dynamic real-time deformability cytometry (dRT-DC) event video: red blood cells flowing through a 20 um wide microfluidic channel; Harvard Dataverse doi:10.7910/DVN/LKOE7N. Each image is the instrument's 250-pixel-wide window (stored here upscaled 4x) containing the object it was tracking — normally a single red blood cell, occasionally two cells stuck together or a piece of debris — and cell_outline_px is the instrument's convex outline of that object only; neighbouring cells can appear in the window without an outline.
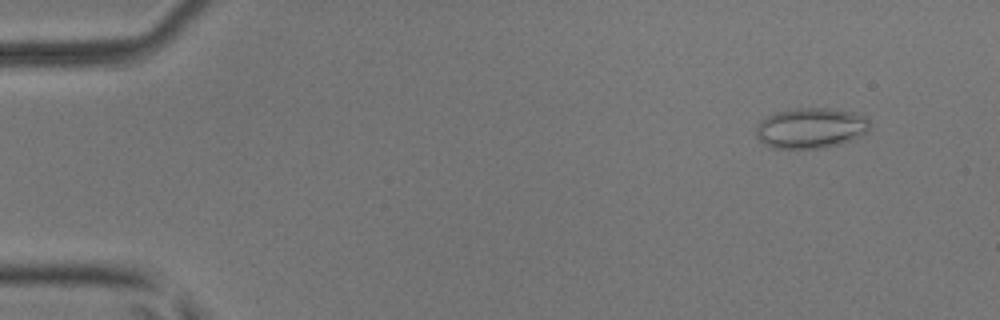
{"species": "common noctule bat (a hibernating species)", "species_latin": "Nyctalus noctula", "temperature_condition": "room temperature", "stored_images_in_passage": 53, "camera_frame_rate_fps": 3000, "um_per_image_px": 0.085, "animal": {"sex": "male", "body_mass_g": 17.9, "forearm_length_mm": 54.2}, "frame": {"image": 1, "passage_image": 5, "time_ms": 1.333, "image_size_px": [1000, 320], "cell_outline_px": [[868, 132], [852, 140], [840, 144], [824, 148], [772, 148], [764, 144], [756, 136], [756, 124], [760, 120], [776, 112], [792, 108], [828, 108], [852, 112], [864, 116], [868, 120]], "centroid_in_image_um": [68.89, 10.89], "position_along_channel_um": 16.1, "area_um2": 26.93}}
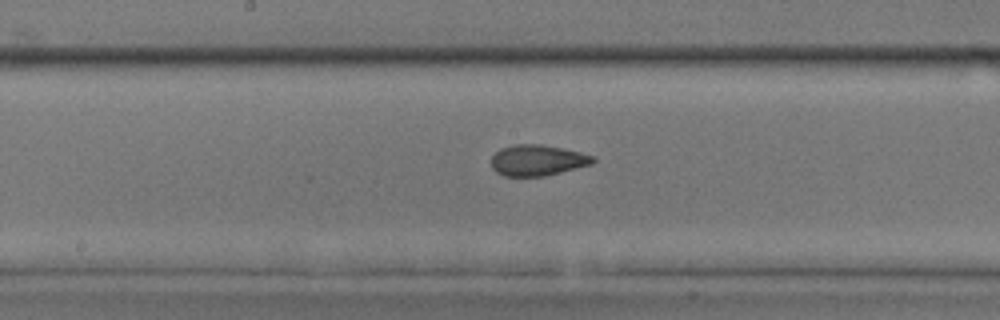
{"frame": {"image": 2, "passage_image": 28, "time_ms": 9.0, "image_size_px": [1000, 320], "cell_outline_px": [[596, 160], [592, 164], [544, 176], [504, 176], [496, 172], [492, 168], [492, 156], [500, 148], [512, 144], [540, 144], [564, 148], [580, 152], [592, 156]], "centroid_in_image_um": [45.66, 13.61], "position_along_channel_um": 202.5, "area_um2": 18.32}}
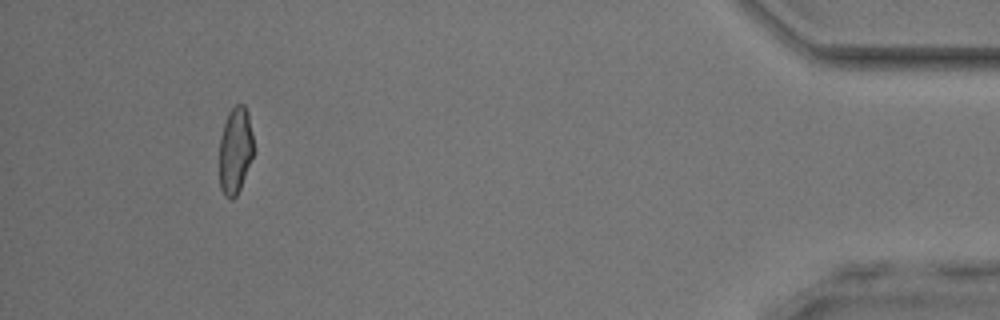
{"frame": {"image": 3, "passage_image": 49, "time_ms": 16.0, "image_size_px": [1000, 320], "cell_outline_px": [[252, 156], [240, 188], [236, 196], [232, 200], [224, 196], [220, 188], [220, 136], [228, 112], [236, 104], [244, 104], [248, 112], [252, 136]], "centroid_in_image_um": [19.98, 12.78], "position_along_channel_um": 415.2, "area_um2": 17.05}, "authors_computed_cell_mechanics": {"area_um2": 18.5538, "velocity_mm_per_s": 3.9586, "shape_relaxation_time_tau1_ms": 4.8098, "shape_relaxation_time_tau2_ms": 1.661, "deformation_change_tau1": 0.1238, "deformation_change_tau2": 0.0668}}